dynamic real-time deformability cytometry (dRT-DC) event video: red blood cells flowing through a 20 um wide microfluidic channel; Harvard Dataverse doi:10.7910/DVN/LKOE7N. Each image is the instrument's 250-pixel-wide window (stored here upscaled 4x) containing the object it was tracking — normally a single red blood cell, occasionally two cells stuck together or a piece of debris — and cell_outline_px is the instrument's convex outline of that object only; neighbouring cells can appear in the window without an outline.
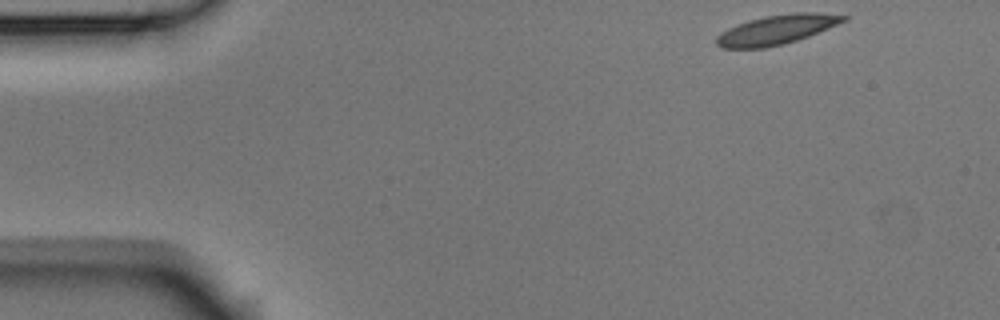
{"species": "Egyptian fruit bat (a non-hibernating species)", "species_latin": "Rousettus aegyptiacus", "temperature_condition": "room temperature", "stored_images_in_passage": 4, "camera_frame_rate_fps": 3000, "um_per_image_px": 0.085, "animal": {"sex": "male"}, "frame": {"image": 1, "passage_image": 1, "time_ms": 0.0, "image_size_px": [1000, 320], "cell_outline_px": [[848, 20], [808, 36], [784, 44], [764, 48], [720, 48], [716, 44], [716, 36], [720, 32], [736, 24], [748, 20], [764, 16], [792, 12], [816, 12], [848, 16]], "centroid_in_image_um": [65.99, 2.51], "position_along_channel_um": 19.0, "area_um2": 21.91}}